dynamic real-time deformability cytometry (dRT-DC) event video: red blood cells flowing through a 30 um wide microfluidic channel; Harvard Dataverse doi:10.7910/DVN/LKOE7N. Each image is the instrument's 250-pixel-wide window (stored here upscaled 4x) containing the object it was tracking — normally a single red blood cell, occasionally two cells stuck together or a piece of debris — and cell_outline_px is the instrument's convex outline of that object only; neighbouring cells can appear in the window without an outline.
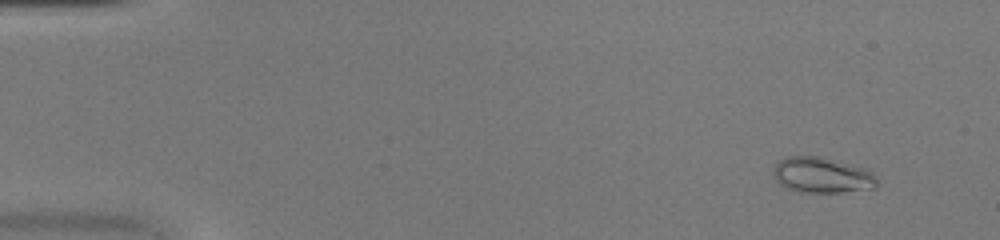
{"species": "common noctule bat (a hibernating species)", "species_latin": "Nyctalus noctula", "temperature_condition": "warm", "stored_images_in_passage": 49, "camera_frame_rate_fps": 3000, "um_per_image_px": 0.085, "animal": {"sex": "female", "body_mass_g": 20.0, "forearm_length_mm": 54.0}, "frame": {"image": 1, "passage_image": 5, "time_ms": 1.333, "image_size_px": [1000, 240], "cell_outline_px": [[880, 184], [876, 188], [844, 192], [800, 192], [788, 188], [780, 184], [772, 176], [772, 172], [776, 164], [780, 160], [788, 156], [820, 156], [868, 168], [876, 176]], "centroid_in_image_um": [69.93, 14.88], "position_along_channel_um": 15.1, "area_um2": 21.91}}
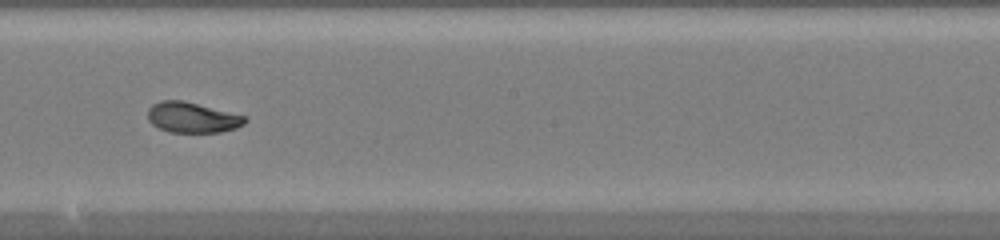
{"frame": {"image": 2, "passage_image": 29, "time_ms": 9.333, "image_size_px": [1000, 240], "cell_outline_px": [[248, 120], [244, 124], [236, 128], [220, 132], [168, 132], [152, 124], [148, 120], [148, 108], [152, 104], [160, 100], [184, 100], [248, 116]], "centroid_in_image_um": [16.36, 9.97], "position_along_channel_um": 231.8, "area_um2": 17.51}}
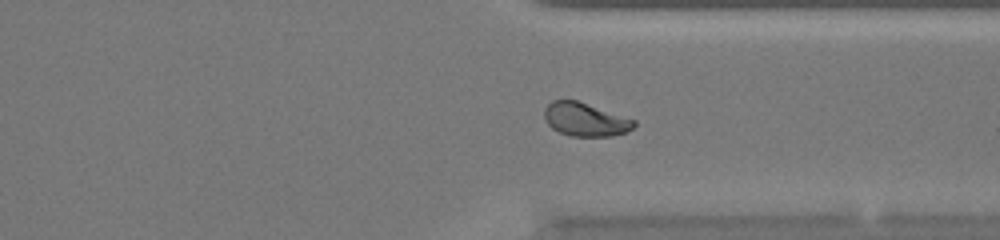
{"frame": {"image": 3, "passage_image": 38, "time_ms": 12.333, "image_size_px": [1000, 240], "cell_outline_px": [[636, 124], [632, 128], [624, 132], [612, 136], [572, 136], [560, 132], [552, 128], [548, 124], [544, 116], [544, 108], [552, 100], [576, 100], [636, 120]], "centroid_in_image_um": [49.73, 10.15], "position_along_channel_um": 361.7, "area_um2": 17.28}, "authors_computed_cell_mechanics": {"area_um2": 18.6694, "velocity_mm_per_s": 4.3197, "shape_relaxation_time_tau1_ms": 6.9306, "shape_relaxation_time_tau2_ms": 1.4583, "deformation_change_tau1": 0.2109, "deformation_change_tau2": 0.0403}}